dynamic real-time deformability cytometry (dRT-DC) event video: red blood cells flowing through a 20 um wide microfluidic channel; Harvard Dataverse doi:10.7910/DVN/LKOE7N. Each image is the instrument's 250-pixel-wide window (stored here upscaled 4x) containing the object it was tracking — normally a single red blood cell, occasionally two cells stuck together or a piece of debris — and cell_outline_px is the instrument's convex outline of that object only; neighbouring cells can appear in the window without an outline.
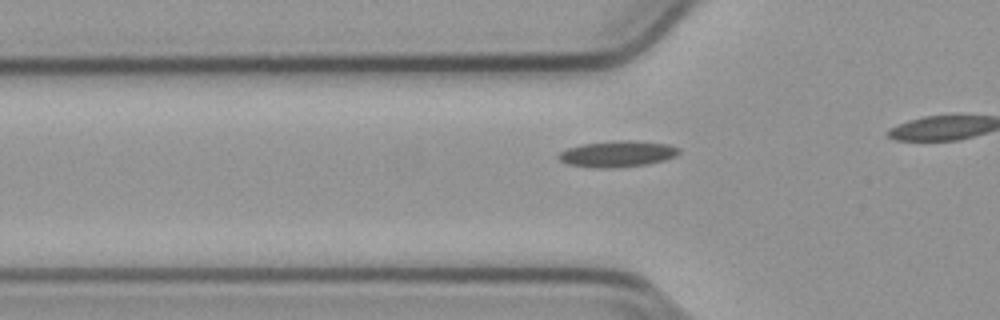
{"species": "common noctule bat (a hibernating species)", "species_latin": "Nyctalus noctula", "temperature_condition": "cold", "stored_images_in_passage": 22, "camera_frame_rate_fps": 3000, "um_per_image_px": 0.085, "animal": {"sex": "male", "body_mass_g": 23.1, "forearm_length_mm": 52.7}, "frame": {"image": 1, "passage_image": 7, "time_ms": 2.0, "image_size_px": [1000, 320], "cell_outline_px": [[680, 152], [676, 156], [664, 160], [648, 164], [620, 168], [596, 168], [568, 164], [560, 160], [556, 156], [560, 152], [568, 148], [580, 144], [620, 140], [632, 140], [668, 144], [680, 148]], "centroid_in_image_um": [52.49, 13.08], "position_along_channel_um": 73.3, "area_um2": 18.55}}
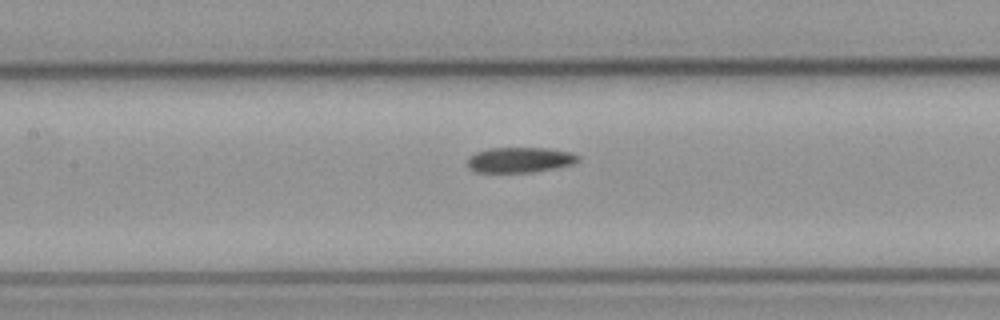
{"frame": {"image": 2, "passage_image": 14, "time_ms": 4.333, "image_size_px": [1000, 320], "cell_outline_px": [[580, 160], [572, 164], [532, 172], [476, 172], [468, 164], [468, 160], [476, 152], [488, 148], [544, 148], [572, 152], [580, 156]], "centroid_in_image_um": [44.22, 13.58], "position_along_channel_um": 163.2, "area_um2": 16.07}}
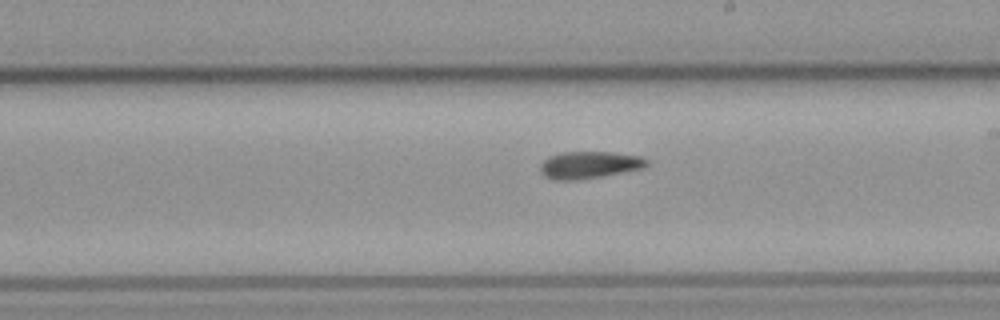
{"frame": {"image": 3, "passage_image": 20, "time_ms": 6.333, "image_size_px": [1000, 320], "cell_outline_px": [[648, 164], [644, 168], [600, 176], [572, 180], [556, 180], [544, 176], [540, 172], [540, 164], [548, 156], [560, 152], [612, 152], [640, 156], [648, 160]], "centroid_in_image_um": [50.06, 14.0], "position_along_channel_um": 238.9, "area_um2": 16.76}}